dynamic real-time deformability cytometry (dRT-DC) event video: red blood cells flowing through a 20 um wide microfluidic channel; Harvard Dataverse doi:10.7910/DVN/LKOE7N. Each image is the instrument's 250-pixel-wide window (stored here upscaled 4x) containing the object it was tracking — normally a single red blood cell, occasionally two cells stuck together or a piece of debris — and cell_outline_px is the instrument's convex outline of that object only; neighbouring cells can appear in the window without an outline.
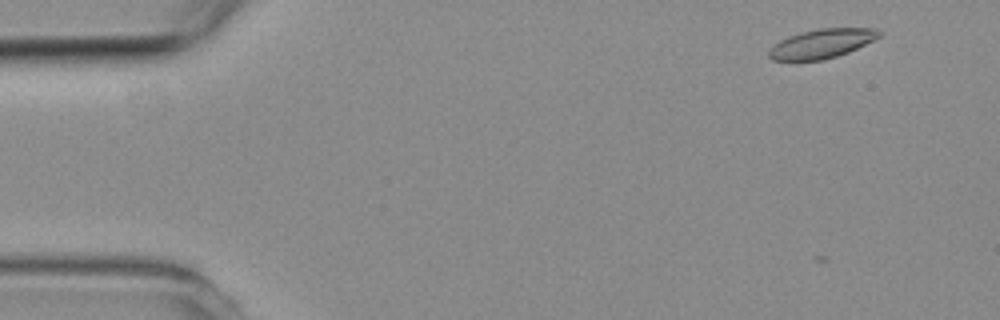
{"species": "common noctule bat (a hibernating species)", "species_latin": "Nyctalus noctula", "temperature_condition": "room temperature", "stored_images_in_passage": 5, "camera_frame_rate_fps": 3000, "um_per_image_px": 0.085, "animal": {"sex": "female", "body_mass_g": 19.3, "forearm_length_mm": 54.1}, "frame": {"image": 1, "passage_image": 2, "time_ms": 1.0, "image_size_px": [1000, 320], "cell_outline_px": [[880, 36], [848, 52], [824, 60], [772, 60], [768, 56], [768, 52], [780, 40], [788, 36], [820, 28], [872, 28], [880, 32]], "centroid_in_image_um": [69.83, 3.71], "position_along_channel_um": 15.2, "area_um2": 18.26}}